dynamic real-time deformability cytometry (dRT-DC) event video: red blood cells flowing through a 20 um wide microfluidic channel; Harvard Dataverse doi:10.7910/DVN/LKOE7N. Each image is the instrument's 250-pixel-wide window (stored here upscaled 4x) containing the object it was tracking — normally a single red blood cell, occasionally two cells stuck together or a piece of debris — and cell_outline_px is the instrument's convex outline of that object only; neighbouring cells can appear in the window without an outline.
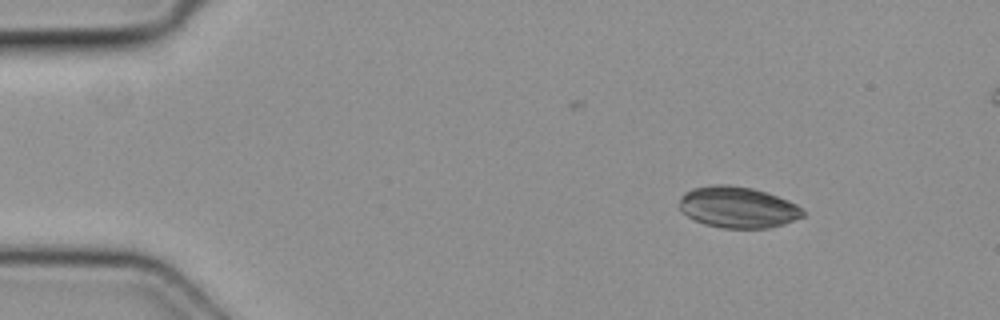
{"species": "common noctule bat (a hibernating species)", "species_latin": "Nyctalus noctula", "temperature_condition": "cold", "stored_images_in_passage": 4, "camera_frame_rate_fps": 3000, "um_per_image_px": 0.085, "animal": {"sex": "female", "body_mass_g": 19.3, "forearm_length_mm": 54.1}, "frame": {"image": 1, "passage_image": 1, "time_ms": 0.0, "image_size_px": [1000, 320], "cell_outline_px": [[804, 216], [784, 224], [768, 228], [720, 228], [704, 224], [680, 212], [680, 196], [684, 192], [692, 188], [712, 184], [728, 184], [752, 188], [788, 200], [804, 208]], "centroid_in_image_um": [62.69, 17.61], "position_along_channel_um": 22.3, "area_um2": 29.88}}